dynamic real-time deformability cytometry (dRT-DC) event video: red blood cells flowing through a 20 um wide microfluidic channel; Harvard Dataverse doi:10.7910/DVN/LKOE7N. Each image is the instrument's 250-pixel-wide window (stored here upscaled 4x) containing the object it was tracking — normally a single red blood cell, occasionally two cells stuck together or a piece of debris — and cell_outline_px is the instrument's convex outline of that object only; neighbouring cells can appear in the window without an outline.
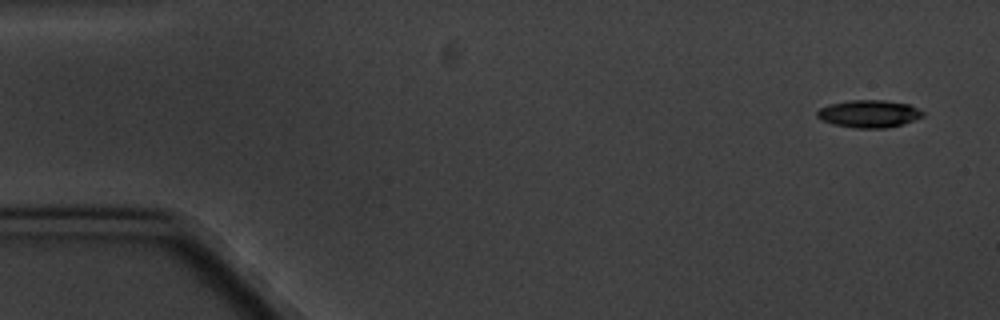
{"species": "common noctule bat (a hibernating species)", "species_latin": "Nyctalus noctula", "temperature_condition": "cold", "stored_images_in_passage": 4, "camera_frame_rate_fps": 3000, "um_per_image_px": 0.085, "animal": {"sex": "male", "body_mass_g": 20.1, "forearm_length_mm": 53.5}, "frame": {"image": 1, "passage_image": 1, "time_ms": 0.0, "image_size_px": [1000, 320], "cell_outline_px": [[924, 116], [900, 124], [884, 128], [856, 128], [832, 124], [820, 120], [816, 116], [816, 112], [820, 108], [828, 104], [848, 100], [884, 100], [908, 104], [924, 112]], "centroid_in_image_um": [73.79, 9.66], "position_along_channel_um": 11.2, "area_um2": 16.88}}